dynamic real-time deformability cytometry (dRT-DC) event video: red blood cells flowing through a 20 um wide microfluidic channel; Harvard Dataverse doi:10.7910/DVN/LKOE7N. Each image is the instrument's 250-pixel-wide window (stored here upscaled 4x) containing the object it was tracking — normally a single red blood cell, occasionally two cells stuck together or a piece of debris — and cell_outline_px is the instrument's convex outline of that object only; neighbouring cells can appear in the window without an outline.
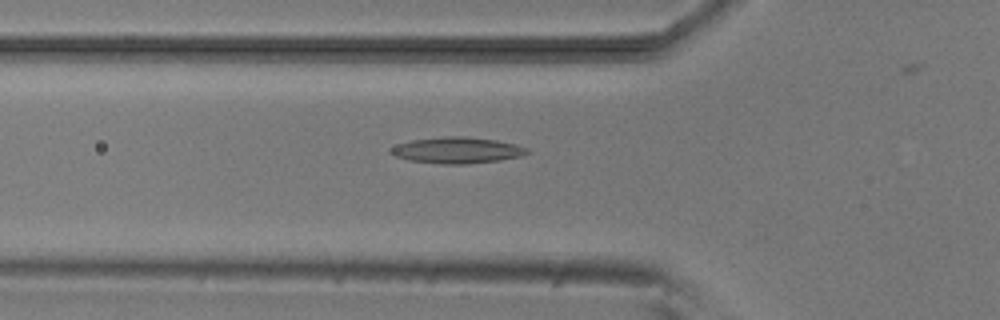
{"species": "common noctule bat (a hibernating species)", "species_latin": "Nyctalus noctula", "temperature_condition": "room temperature", "stored_images_in_passage": 17, "camera_frame_rate_fps": 3000, "um_per_image_px": 0.085, "animal": {"sex": "male", "body_mass_g": 20.5, "forearm_length_mm": 52.5}, "frame": {"image": 1, "passage_image": 5, "time_ms": 1.333, "image_size_px": [1000, 320], "cell_outline_px": [[528, 152], [520, 156], [500, 160], [464, 164], [440, 164], [408, 160], [396, 156], [388, 152], [388, 148], [412, 140], [444, 136], [464, 136], [496, 140], [516, 144], [528, 148]], "centroid_in_image_um": [38.83, 12.77], "position_along_channel_um": 87.0, "area_um2": 20.75}}
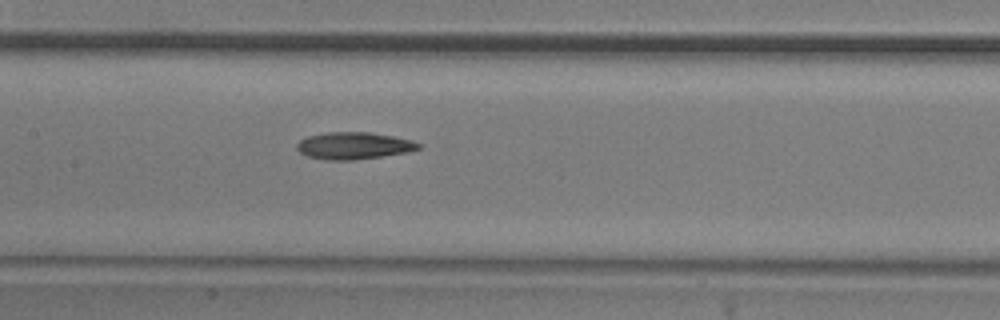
{"frame": {"image": 2, "passage_image": 12, "time_ms": 3.667, "image_size_px": [1000, 320], "cell_outline_px": [[420, 148], [408, 152], [352, 160], [328, 160], [308, 156], [300, 152], [296, 148], [296, 144], [300, 140], [308, 136], [328, 132], [368, 132], [392, 136], [412, 140], [420, 144]], "centroid_in_image_um": [30.05, 12.38], "position_along_channel_um": 177.3, "area_um2": 18.96}}
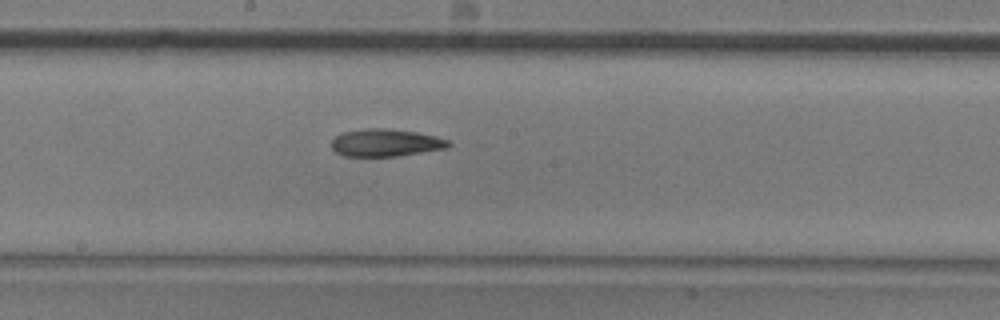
{"frame": {"image": 3, "passage_image": 15, "time_ms": 4.667, "image_size_px": [1000, 320], "cell_outline_px": [[452, 144], [448, 148], [396, 156], [344, 156], [336, 152], [332, 148], [332, 140], [336, 136], [344, 132], [368, 128], [384, 128], [416, 132], [436, 136], [448, 140]], "centroid_in_image_um": [32.8, 12.13], "position_along_channel_um": 215.4, "area_um2": 18.61}}